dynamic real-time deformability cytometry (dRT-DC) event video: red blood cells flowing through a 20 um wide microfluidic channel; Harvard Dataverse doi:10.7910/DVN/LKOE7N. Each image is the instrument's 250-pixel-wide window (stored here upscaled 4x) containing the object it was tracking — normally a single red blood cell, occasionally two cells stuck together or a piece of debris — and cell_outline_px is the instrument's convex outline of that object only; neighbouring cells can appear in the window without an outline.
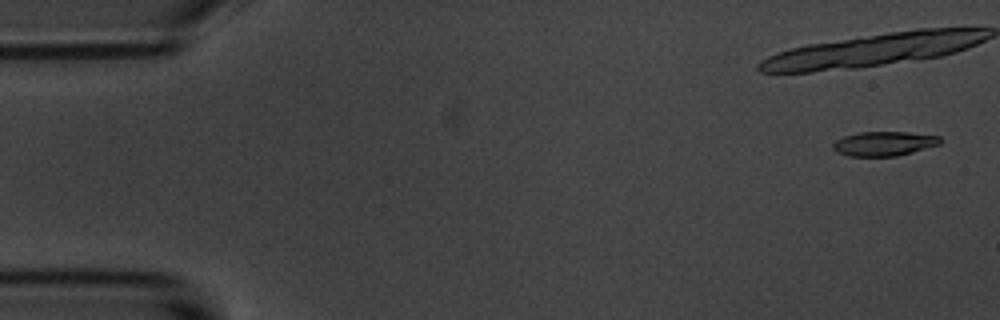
{"species": "common noctule bat (a hibernating species)", "species_latin": "Nyctalus noctula", "temperature_condition": "room temperature", "stored_images_in_passage": 6, "camera_frame_rate_fps": 3000, "um_per_image_px": 0.085, "animal": {"sex": "male", "body_mass_g": 20.1, "forearm_length_mm": 53.5}, "frame": {"image": 1, "passage_image": 1, "time_ms": 0.0, "image_size_px": [1000, 320], "cell_outline_px": [[940, 144], [912, 152], [896, 156], [848, 156], [836, 152], [832, 148], [832, 144], [836, 140], [844, 136], [860, 132], [908, 132], [940, 136]], "centroid_in_image_um": [75.11, 12.21], "position_along_channel_um": 9.9, "area_um2": 15.2}}